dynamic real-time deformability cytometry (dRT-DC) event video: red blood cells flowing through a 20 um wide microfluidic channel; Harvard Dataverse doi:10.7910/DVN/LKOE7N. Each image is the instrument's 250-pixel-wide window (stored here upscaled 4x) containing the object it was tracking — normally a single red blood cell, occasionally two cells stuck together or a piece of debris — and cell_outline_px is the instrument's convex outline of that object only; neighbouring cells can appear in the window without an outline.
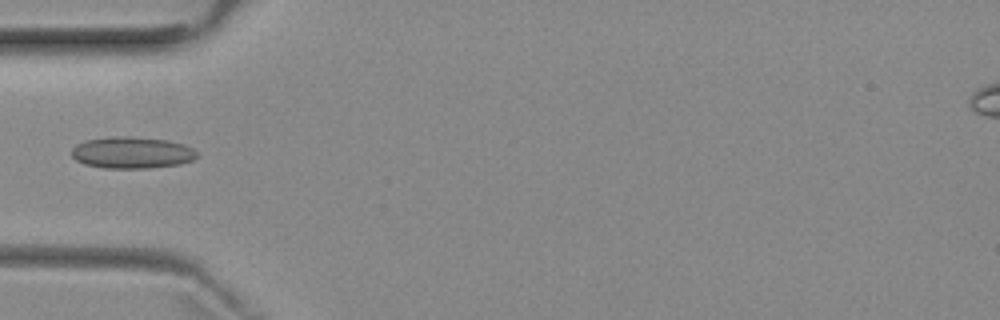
{"species": "common noctule bat (a hibernating species)", "species_latin": "Nyctalus noctula", "temperature_condition": "room temperature", "stored_images_in_passage": 5, "camera_frame_rate_fps": 3000, "um_per_image_px": 0.085, "animal": {"sex": "female", "body_mass_g": 29.2, "forearm_length_mm": 56.3}, "frame": {"image": 1, "passage_image": 5, "time_ms": 5.0, "image_size_px": [1000, 320], "cell_outline_px": [[196, 156], [192, 160], [180, 164], [148, 168], [104, 168], [84, 164], [76, 160], [72, 156], [72, 148], [76, 144], [88, 140], [112, 136], [124, 136], [164, 140], [184, 144], [192, 148], [196, 152]], "centroid_in_image_um": [11.18, 12.98], "position_along_channel_um": 73.8, "area_um2": 22.89}}